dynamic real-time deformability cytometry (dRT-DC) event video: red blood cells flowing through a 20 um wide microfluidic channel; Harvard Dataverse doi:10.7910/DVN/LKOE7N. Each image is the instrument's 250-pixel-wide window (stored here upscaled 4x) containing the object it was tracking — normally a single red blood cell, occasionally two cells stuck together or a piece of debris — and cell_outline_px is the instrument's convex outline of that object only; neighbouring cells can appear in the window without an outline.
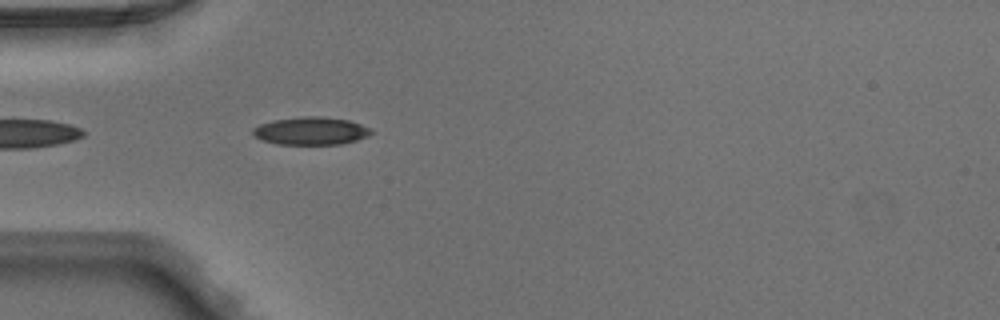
{"species": "Egyptian fruit bat (a non-hibernating species)", "species_latin": "Rousettus aegyptiacus", "temperature_condition": "warm", "stored_images_in_passage": 22, "camera_frame_rate_fps": 3000, "um_per_image_px": 0.085, "animal": {"sex": "male"}, "frame": {"image": 1, "passage_image": 2, "time_ms": 0.333, "image_size_px": [1000, 320], "cell_outline_px": [[372, 132], [368, 136], [356, 140], [340, 144], [276, 144], [260, 140], [252, 132], [252, 128], [260, 124], [272, 120], [304, 116], [320, 116], [348, 120], [372, 128]], "centroid_in_image_um": [26.41, 11.12], "position_along_channel_um": 58.6, "area_um2": 19.19}}
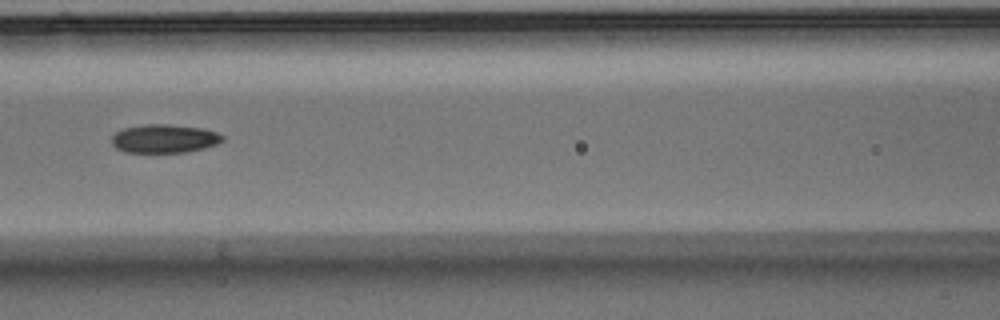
{"frame": {"image": 2, "passage_image": 9, "time_ms": 2.667, "image_size_px": [1000, 320], "cell_outline_px": [[224, 140], [216, 144], [204, 148], [184, 152], [124, 152], [116, 148], [112, 144], [112, 136], [116, 132], [124, 128], [144, 124], [168, 124], [204, 128], [216, 132], [224, 136]], "centroid_in_image_um": [13.97, 11.77], "position_along_channel_um": 152.6, "area_um2": 18.44}}
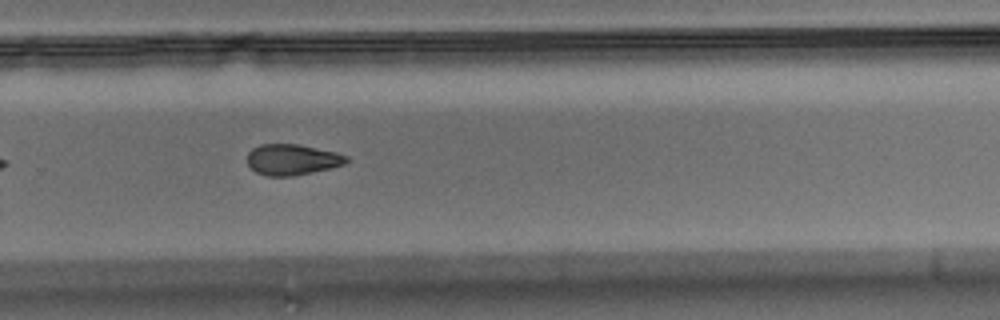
{"frame": {"image": 3, "passage_image": 20, "time_ms": 6.333, "image_size_px": [1000, 320], "cell_outline_px": [[348, 160], [344, 164], [312, 172], [292, 176], [268, 176], [256, 172], [248, 164], [248, 152], [252, 148], [260, 144], [300, 144], [336, 152], [348, 156]], "centroid_in_image_um": [24.82, 13.55], "position_along_channel_um": 305.0, "area_um2": 17.74}}